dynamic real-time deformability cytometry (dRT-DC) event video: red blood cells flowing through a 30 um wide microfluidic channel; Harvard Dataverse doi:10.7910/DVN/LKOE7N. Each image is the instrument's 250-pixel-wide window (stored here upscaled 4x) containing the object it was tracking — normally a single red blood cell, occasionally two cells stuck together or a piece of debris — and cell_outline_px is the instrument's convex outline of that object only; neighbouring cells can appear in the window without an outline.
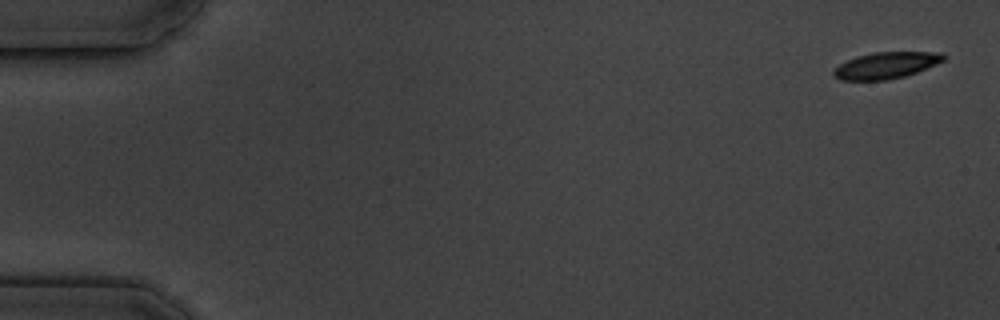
{"species": "common noctule bat (a hibernating species)", "species_latin": "Nyctalus noctula", "temperature_condition": "cold", "stored_images_in_passage": 7, "camera_frame_rate_fps": 3000, "um_per_image_px": 0.085, "animal": {"sex": "male", "body_mass_g": 19.5, "forearm_length_mm": 54.6}, "frame": {"image": 1, "passage_image": 1, "time_ms": 0.0, "image_size_px": [1000, 320], "cell_outline_px": [[944, 60], [936, 64], [916, 72], [904, 76], [888, 80], [840, 80], [832, 72], [840, 64], [856, 56], [876, 52], [940, 52], [944, 56]], "centroid_in_image_um": [75.31, 5.55], "position_along_channel_um": 9.7, "area_um2": 16.7}}
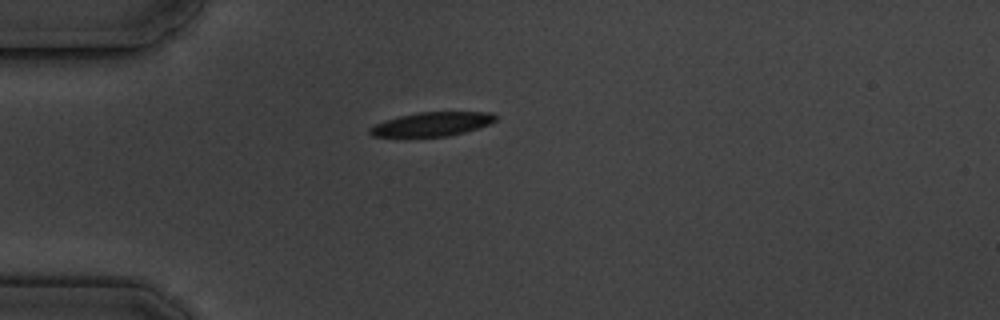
{"frame": {"image": 2, "passage_image": 5, "time_ms": 4.667, "image_size_px": [1000, 320], "cell_outline_px": [[496, 120], [488, 124], [464, 132], [448, 136], [372, 136], [368, 132], [368, 128], [376, 124], [400, 116], [420, 112], [492, 112], [496, 116]], "centroid_in_image_um": [36.73, 10.54], "position_along_channel_um": 48.3, "area_um2": 17.17}}